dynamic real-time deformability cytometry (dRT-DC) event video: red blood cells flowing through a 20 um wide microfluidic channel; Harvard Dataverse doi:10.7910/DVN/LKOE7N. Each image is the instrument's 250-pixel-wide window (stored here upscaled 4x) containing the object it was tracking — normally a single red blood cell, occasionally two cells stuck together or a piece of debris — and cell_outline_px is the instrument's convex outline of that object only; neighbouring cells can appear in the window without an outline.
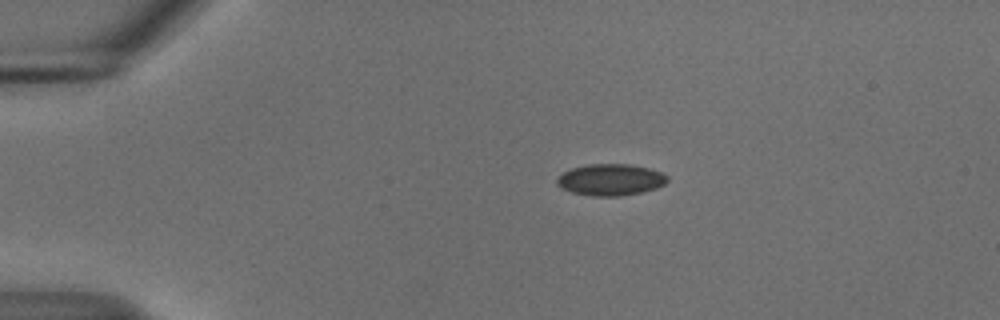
{"species": "common noctule bat (a hibernating species)", "species_latin": "Nyctalus noctula", "temperature_condition": "cold", "stored_images_in_passage": 45, "camera_frame_rate_fps": 3000, "um_per_image_px": 0.085, "animal": {"sex": "male", "body_mass_g": 18.8}, "frame": {"image": 1, "passage_image": 1, "time_ms": 0.0, "image_size_px": [1000, 320], "cell_outline_px": [[668, 180], [664, 184], [656, 188], [640, 192], [620, 196], [592, 196], [572, 192], [560, 188], [556, 184], [556, 180], [564, 172], [572, 168], [588, 164], [628, 164], [648, 168], [660, 172], [668, 176]], "centroid_in_image_um": [51.88, 15.28], "position_along_channel_um": 33.1, "area_um2": 20.17}}
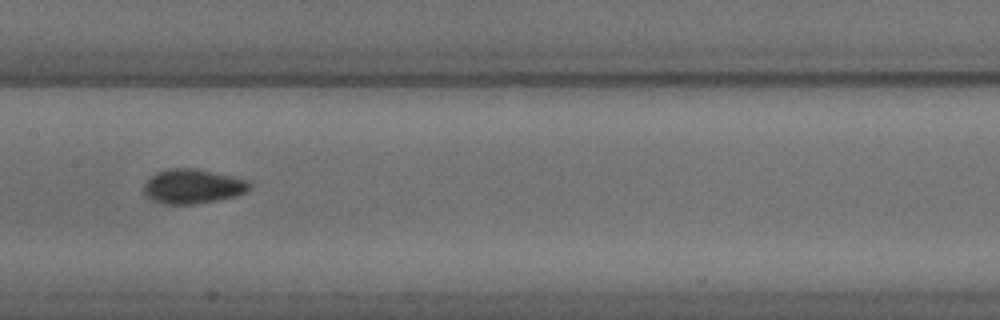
{"frame": {"image": 2, "passage_image": 18, "time_ms": 5.667, "image_size_px": [1000, 320], "cell_outline_px": [[252, 188], [248, 192], [236, 196], [216, 200], [192, 204], [164, 204], [152, 200], [144, 192], [144, 184], [156, 172], [172, 168], [196, 168], [252, 180]], "centroid_in_image_um": [16.46, 15.83], "position_along_channel_um": 190.9, "area_um2": 21.44}}
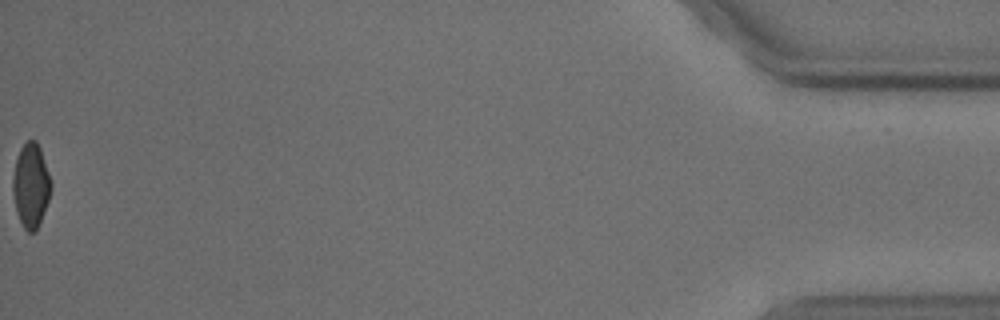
{"frame": {"image": 3, "passage_image": 45, "time_ms": 14.667, "image_size_px": [1000, 320], "cell_outline_px": [[52, 188], [48, 200], [36, 232], [28, 232], [24, 228], [16, 212], [12, 192], [12, 176], [16, 160], [20, 148], [28, 140], [36, 140], [40, 148], [52, 184]], "centroid_in_image_um": [2.61, 15.77], "position_along_channel_um": 432.6, "area_um2": 18.67}, "authors_computed_cell_mechanics": {"area_um2": 19.941, "velocity_mm_per_s": 3.7021, "shape_relaxation_time_tau1_ms": 4.2134, "shape_relaxation_time_tau2_ms": 4.1049, "deformation_change_tau1": 0.0767, "deformation_change_tau2": 0.0626}}